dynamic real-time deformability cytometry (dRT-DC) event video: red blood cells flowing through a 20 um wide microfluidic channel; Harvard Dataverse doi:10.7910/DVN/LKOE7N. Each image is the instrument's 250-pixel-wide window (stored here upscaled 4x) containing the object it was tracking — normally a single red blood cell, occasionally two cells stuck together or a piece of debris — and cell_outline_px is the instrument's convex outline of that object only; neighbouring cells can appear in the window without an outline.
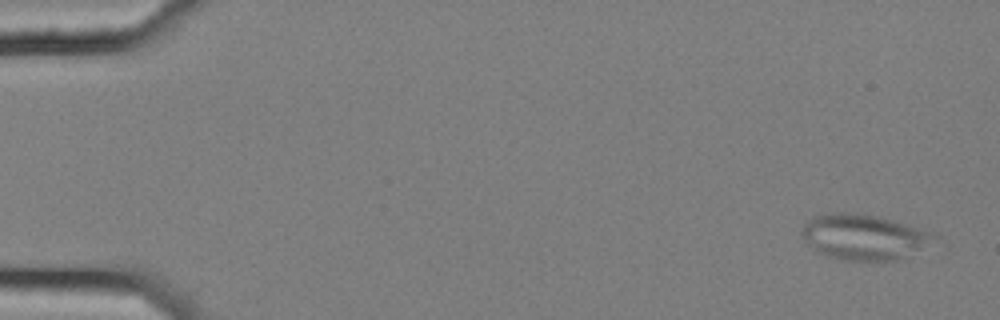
{"species": "common noctule bat (a hibernating species)", "species_latin": "Nyctalus noctula", "temperature_condition": "cold", "stored_images_in_passage": 6, "camera_frame_rate_fps": 3000, "um_per_image_px": 0.085, "animal": {"sex": "female", "body_mass_g": 25.1}, "frame": {"image": 1, "passage_image": 1, "time_ms": 0.0, "image_size_px": [1000, 320], "cell_outline_px": [[940, 240], [896, 260], [840, 260], [816, 252], [804, 240], [800, 232], [804, 224], [808, 220], [816, 216], [840, 212], [844, 212], [876, 216], [892, 220], [940, 236]], "centroid_in_image_um": [73.4, 20.16], "position_along_channel_um": 11.6, "area_um2": 34.62}}